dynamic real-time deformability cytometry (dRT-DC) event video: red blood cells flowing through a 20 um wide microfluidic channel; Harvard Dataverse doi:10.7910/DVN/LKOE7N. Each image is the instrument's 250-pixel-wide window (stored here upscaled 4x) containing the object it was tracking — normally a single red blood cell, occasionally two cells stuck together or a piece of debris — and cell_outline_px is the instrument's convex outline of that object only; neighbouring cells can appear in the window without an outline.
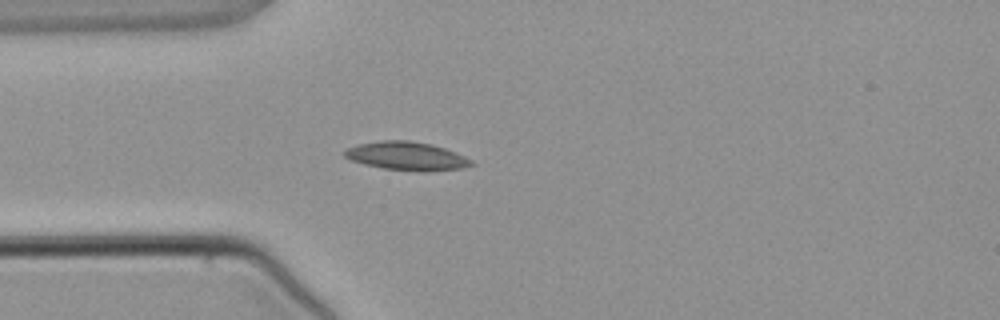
{"species": "common noctule bat (a hibernating species)", "species_latin": "Nyctalus noctula", "temperature_condition": "warm", "stored_images_in_passage": 2, "camera_frame_rate_fps": 3000, "um_per_image_px": 0.085, "animal": {"sex": "male", "body_mass_g": 21.5, "forearm_length_mm": 52.0}, "frame": {"image": 1, "passage_image": 2, "time_ms": 1.0, "image_size_px": [1000, 320], "cell_outline_px": [[476, 164], [464, 168], [424, 172], [420, 172], [384, 168], [364, 164], [352, 160], [344, 156], [344, 152], [348, 148], [360, 144], [380, 140], [408, 140], [432, 144], [456, 152], [472, 160]], "centroid_in_image_um": [34.62, 13.27], "position_along_channel_um": 50.4, "area_um2": 21.04}}